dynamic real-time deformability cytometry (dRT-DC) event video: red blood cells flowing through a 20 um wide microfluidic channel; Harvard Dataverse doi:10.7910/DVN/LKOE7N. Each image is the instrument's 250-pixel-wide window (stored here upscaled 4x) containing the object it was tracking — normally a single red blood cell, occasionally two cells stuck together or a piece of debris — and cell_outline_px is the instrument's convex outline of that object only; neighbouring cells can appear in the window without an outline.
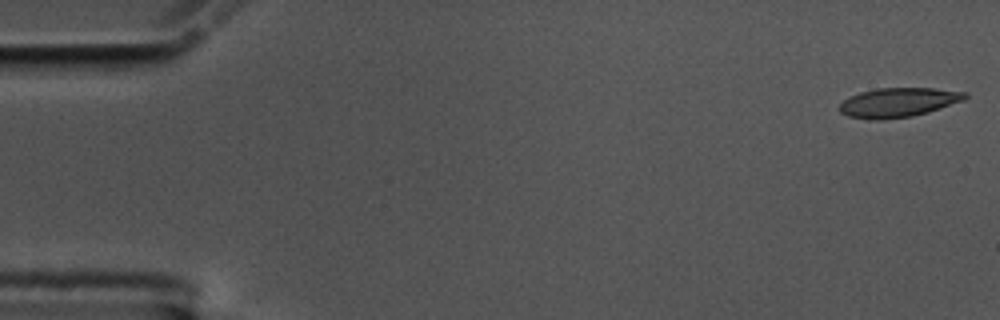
{"species": "common noctule bat (a hibernating species)", "species_latin": "Nyctalus noctula", "temperature_condition": "cold", "stored_images_in_passage": 9, "camera_frame_rate_fps": 3000, "um_per_image_px": 0.085, "animal": {"sex": "male", "body_mass_g": 17.5, "forearm_length_mm": 52.3}, "frame": {"image": 1, "passage_image": 1, "time_ms": 0.0, "image_size_px": [1000, 320], "cell_outline_px": [[968, 96], [964, 100], [928, 112], [912, 116], [884, 120], [872, 120], [848, 116], [840, 112], [840, 104], [844, 100], [860, 92], [876, 88], [932, 88], [968, 92]], "centroid_in_image_um": [76.37, 8.71], "position_along_channel_um": 8.6, "area_um2": 21.44}}